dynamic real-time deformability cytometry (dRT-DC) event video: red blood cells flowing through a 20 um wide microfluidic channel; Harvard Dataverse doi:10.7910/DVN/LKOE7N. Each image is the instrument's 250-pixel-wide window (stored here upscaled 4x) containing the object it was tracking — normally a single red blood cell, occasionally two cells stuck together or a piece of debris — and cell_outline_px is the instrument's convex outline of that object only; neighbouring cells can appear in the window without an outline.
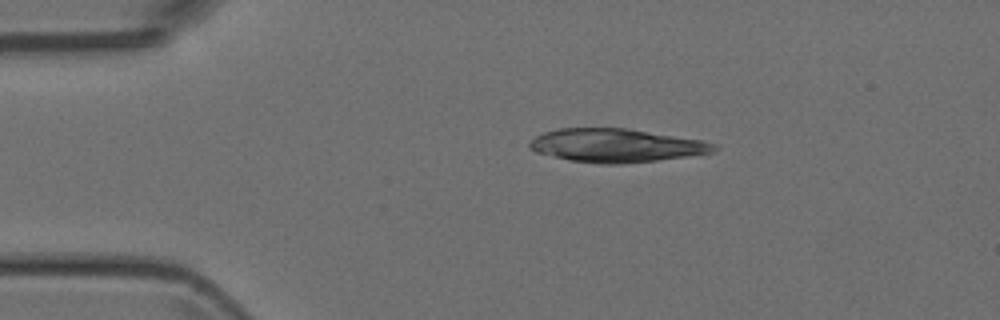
{"species": "Egyptian fruit bat (a non-hibernating species)", "species_latin": "Rousettus aegyptiacus", "temperature_condition": "room temperature", "stored_images_in_passage": 3, "camera_frame_rate_fps": 3000, "um_per_image_px": 0.085, "animal": {"sex": "female"}, "frame": {"image": 1, "passage_image": 1, "time_ms": 0.0, "image_size_px": [1000, 320], "cell_outline_px": [[720, 148], [712, 152], [656, 160], [620, 164], [604, 164], [572, 160], [536, 152], [528, 144], [536, 136], [544, 132], [556, 128], [628, 128], [704, 140], [720, 144]], "centroid_in_image_um": [52.44, 12.35], "position_along_channel_um": 32.6, "area_um2": 35.78}}